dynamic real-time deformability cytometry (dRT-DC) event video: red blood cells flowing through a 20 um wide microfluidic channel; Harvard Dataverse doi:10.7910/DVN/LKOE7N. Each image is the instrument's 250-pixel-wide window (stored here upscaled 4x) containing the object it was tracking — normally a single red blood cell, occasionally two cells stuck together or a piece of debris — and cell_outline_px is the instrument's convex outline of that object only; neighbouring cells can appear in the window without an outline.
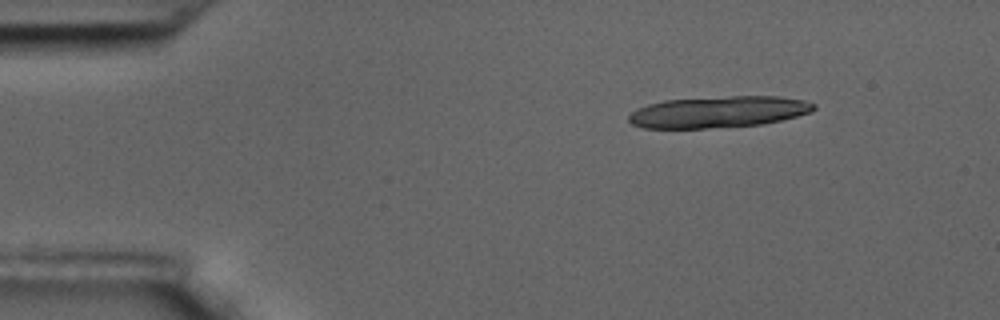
{"species": "common noctule bat (a hibernating species)", "species_latin": "Nyctalus noctula", "temperature_condition": "room temperature", "stored_images_in_passage": 4, "camera_frame_rate_fps": 3000, "um_per_image_px": 0.085, "animal": {"sex": "male", "body_mass_g": 17.5, "forearm_length_mm": 52.3}, "frame": {"image": 1, "passage_image": 2, "time_ms": 0.333, "image_size_px": [1000, 320], "cell_outline_px": [[816, 108], [812, 112], [764, 124], [704, 128], [644, 128], [632, 124], [628, 120], [628, 116], [632, 112], [648, 104], [664, 100], [728, 96], [780, 96], [804, 100], [816, 104]], "centroid_in_image_um": [61.09, 9.51], "position_along_channel_um": 23.9, "area_um2": 33.87}}